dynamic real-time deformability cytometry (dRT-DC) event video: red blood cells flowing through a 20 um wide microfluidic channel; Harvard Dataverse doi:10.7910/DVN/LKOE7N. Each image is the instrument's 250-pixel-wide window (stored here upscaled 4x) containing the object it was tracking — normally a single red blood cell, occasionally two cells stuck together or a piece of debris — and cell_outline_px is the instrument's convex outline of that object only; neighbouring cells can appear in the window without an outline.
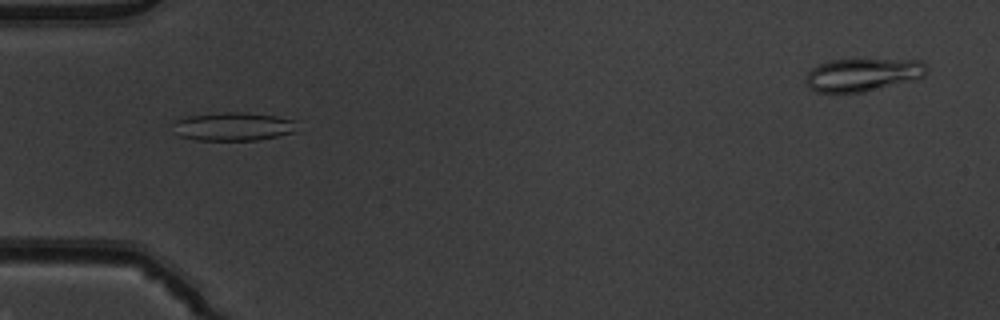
{"species": "common noctule bat (a hibernating species)", "species_latin": "Nyctalus noctula", "temperature_condition": "warm", "stored_images_in_passage": 52, "camera_frame_rate_fps": 3000, "um_per_image_px": 0.085, "animal": {"sex": "male", "body_mass_g": 19.5, "forearm_length_mm": 54.6}, "frame": {"image": 1, "passage_image": 17, "time_ms": 5.333, "image_size_px": [1000, 320], "cell_outline_px": [[296, 120], [292, 132], [260, 140], [196, 140], [180, 136], [172, 120], [188, 116], [224, 112], [240, 112], [276, 116]], "centroid_in_image_um": [19.8, 10.75], "position_along_channel_um": 65.2, "area_um2": 20.23}}
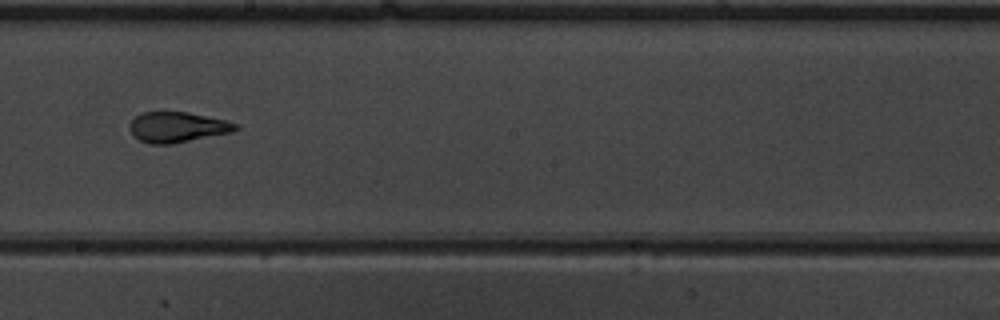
{"frame": {"image": 2, "passage_image": 30, "time_ms": 9.667, "image_size_px": [1000, 320], "cell_outline_px": [[240, 128], [232, 132], [172, 144], [148, 144], [132, 136], [128, 128], [128, 124], [136, 116], [144, 112], [188, 112], [224, 120], [240, 124]], "centroid_in_image_um": [15.05, 10.82], "position_along_channel_um": 233.1, "area_um2": 18.9}}
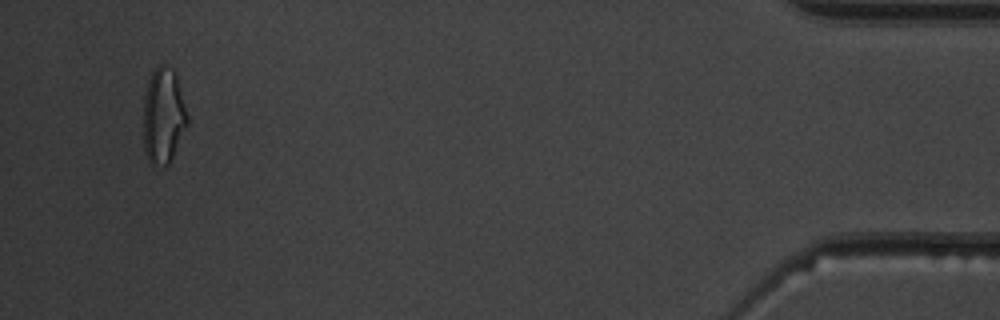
{"frame": {"image": 3, "passage_image": 50, "time_ms": 16.333, "image_size_px": [1000, 320], "cell_outline_px": [[188, 124], [168, 164], [164, 168], [152, 164], [148, 160], [144, 152], [144, 92], [148, 80], [152, 72], [160, 64], [164, 64], [172, 68], [176, 72], [188, 116]], "centroid_in_image_um": [13.88, 9.83], "position_along_channel_um": 421.3, "area_um2": 24.74}, "authors_computed_cell_mechanics": {"area_um2": 20.2878, "velocity_mm_per_s": 3.9158, "shape_relaxation_time_tau1_ms": 5.6254, "shape_relaxation_time_tau2_ms": 0.9328, "deformation_change_tau1": 0.2071, "deformation_change_tau2": 0.086}}